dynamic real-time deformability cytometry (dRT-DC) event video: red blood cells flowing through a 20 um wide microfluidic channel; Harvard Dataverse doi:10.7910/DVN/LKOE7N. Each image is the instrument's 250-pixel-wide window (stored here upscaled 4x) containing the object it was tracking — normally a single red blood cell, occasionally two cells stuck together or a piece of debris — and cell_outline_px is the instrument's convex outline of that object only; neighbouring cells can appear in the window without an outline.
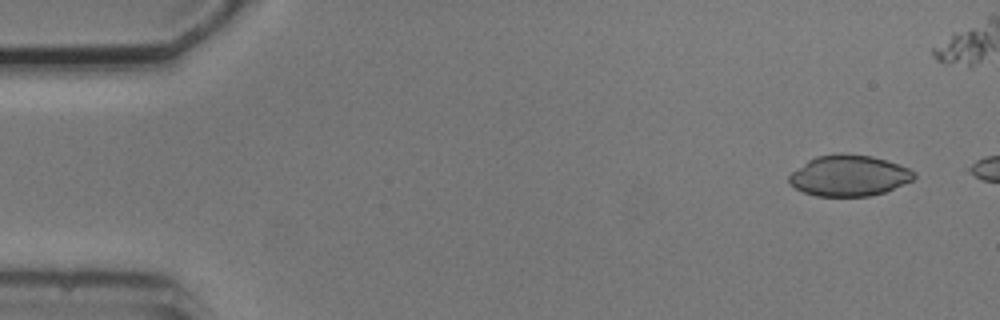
{"species": "common noctule bat (a hibernating species)", "species_latin": "Nyctalus noctula", "temperature_condition": "cold", "stored_images_in_passage": 2, "camera_frame_rate_fps": 3000, "um_per_image_px": 0.085, "animal": {"sex": "male", "body_mass_g": 20.5, "forearm_length_mm": 52.5}, "frame": {"image": 1, "passage_image": 1, "time_ms": 0.0, "image_size_px": [1000, 320], "cell_outline_px": [[916, 176], [912, 180], [904, 184], [884, 192], [868, 196], [816, 196], [804, 192], [796, 188], [788, 180], [788, 176], [792, 172], [808, 160], [816, 156], [840, 152], [872, 156], [908, 168], [916, 172]], "centroid_in_image_um": [72.16, 14.92], "position_along_channel_um": 12.8, "area_um2": 29.71}}